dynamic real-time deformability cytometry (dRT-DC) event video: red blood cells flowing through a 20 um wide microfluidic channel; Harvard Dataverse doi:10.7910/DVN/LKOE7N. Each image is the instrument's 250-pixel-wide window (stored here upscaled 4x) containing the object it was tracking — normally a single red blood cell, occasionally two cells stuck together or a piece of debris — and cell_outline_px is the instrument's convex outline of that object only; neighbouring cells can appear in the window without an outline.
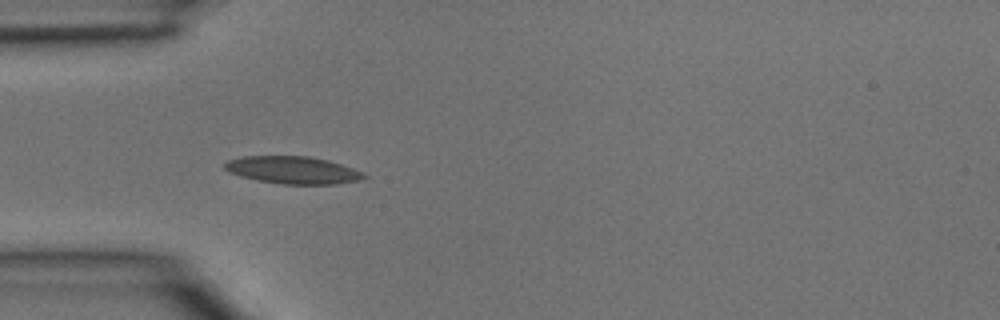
{"species": "common noctule bat (a hibernating species)", "species_latin": "Nyctalus noctula", "temperature_condition": "room temperature", "stored_images_in_passage": 3, "camera_frame_rate_fps": 3000, "um_per_image_px": 0.085, "animal": {"sex": "male", "body_mass_g": 15.6}, "frame": {"image": 1, "passage_image": 3, "time_ms": 0.667, "image_size_px": [1000, 320], "cell_outline_px": [[368, 176], [356, 180], [336, 184], [280, 184], [256, 180], [240, 176], [228, 172], [224, 168], [224, 164], [228, 160], [244, 156], [308, 156], [328, 160], [352, 168]], "centroid_in_image_um": [24.83, 14.45], "position_along_channel_um": 60.2, "area_um2": 22.08}}